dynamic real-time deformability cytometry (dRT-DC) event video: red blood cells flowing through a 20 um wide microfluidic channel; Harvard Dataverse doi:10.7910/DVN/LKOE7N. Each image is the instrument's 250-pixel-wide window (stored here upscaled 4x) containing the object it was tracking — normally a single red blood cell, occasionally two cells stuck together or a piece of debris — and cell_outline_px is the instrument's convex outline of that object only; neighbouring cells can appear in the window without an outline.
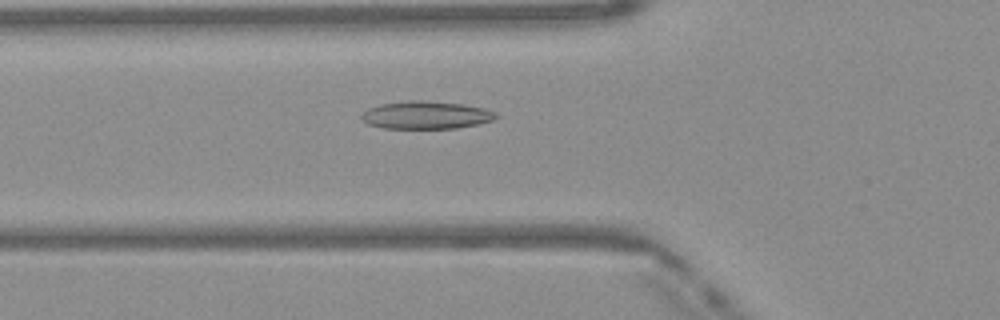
{"species": "Egyptian fruit bat (a non-hibernating species)", "species_latin": "Rousettus aegyptiacus", "temperature_condition": "warm", "stored_images_in_passage": 33, "camera_frame_rate_fps": 3000, "um_per_image_px": 0.085, "frame": {"image": 1, "passage_image": 6, "time_ms": 1.667, "image_size_px": [1000, 320], "cell_outline_px": [[500, 116], [492, 120], [476, 124], [456, 128], [384, 128], [368, 124], [360, 120], [360, 116], [368, 108], [380, 104], [408, 100], [424, 100], [464, 104], [484, 108], [496, 112]], "centroid_in_image_um": [36.2, 9.77], "position_along_channel_um": 89.6, "area_um2": 21.85}}
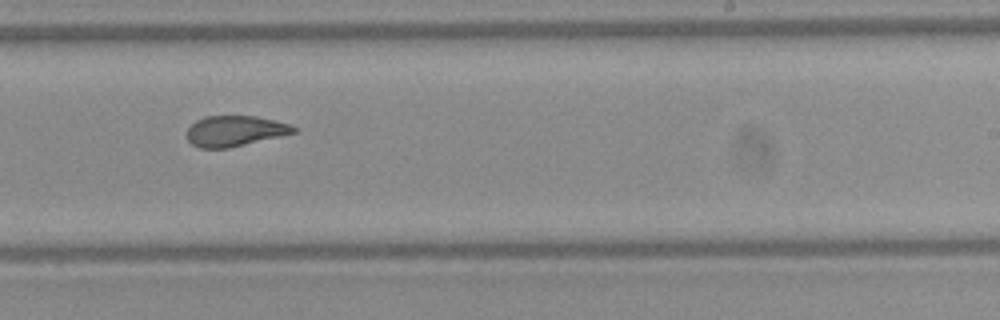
{"frame": {"image": 2, "passage_image": 19, "time_ms": 6.0, "image_size_px": [1000, 320], "cell_outline_px": [[296, 132], [280, 136], [228, 148], [200, 148], [192, 144], [188, 140], [188, 128], [196, 120], [204, 116], [256, 116], [292, 124], [296, 128]], "centroid_in_image_um": [19.97, 11.12], "position_along_channel_um": 269.0, "area_um2": 18.9}}
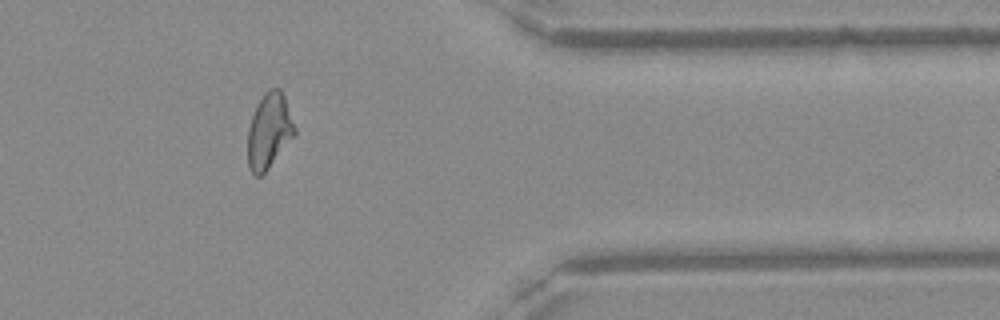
{"frame": {"image": 3, "passage_image": 29, "time_ms": 9.333, "image_size_px": [1000, 320], "cell_outline_px": [[296, 132], [268, 168], [260, 176], [256, 176], [248, 168], [248, 128], [252, 116], [264, 92], [268, 88], [280, 88], [284, 96], [296, 128]], "centroid_in_image_um": [22.86, 11.11], "position_along_channel_um": 388.5, "area_um2": 20.17}}